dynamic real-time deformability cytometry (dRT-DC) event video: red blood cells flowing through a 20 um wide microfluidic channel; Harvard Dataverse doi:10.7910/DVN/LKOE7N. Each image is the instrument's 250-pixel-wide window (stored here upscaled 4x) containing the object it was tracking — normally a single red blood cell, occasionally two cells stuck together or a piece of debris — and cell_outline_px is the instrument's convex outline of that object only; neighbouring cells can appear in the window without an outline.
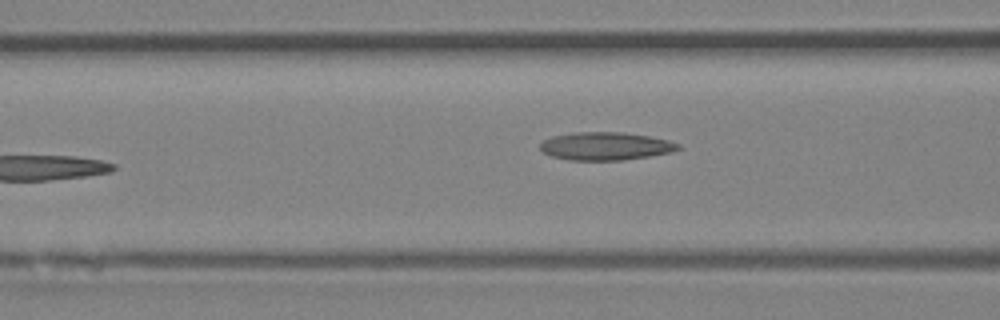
{"species": "Egyptian fruit bat (a non-hibernating species)", "species_latin": "Rousettus aegyptiacus", "temperature_condition": "room temperature", "stored_images_in_passage": 6, "camera_frame_rate_fps": 3000, "um_per_image_px": 0.085, "animal": {"sex": "female"}, "frame": {"image": 1, "passage_image": 6, "time_ms": 6.0, "image_size_px": [1000, 320], "cell_outline_px": [[680, 148], [672, 152], [624, 160], [572, 160], [552, 156], [544, 152], [540, 148], [540, 144], [544, 140], [552, 136], [572, 132], [624, 132], [648, 136], [668, 140], [680, 144]], "centroid_in_image_um": [51.48, 12.41], "position_along_channel_um": 115.1, "area_um2": 22.43}}